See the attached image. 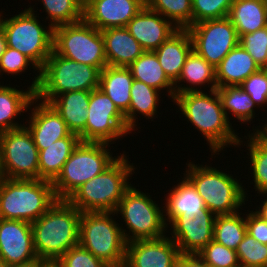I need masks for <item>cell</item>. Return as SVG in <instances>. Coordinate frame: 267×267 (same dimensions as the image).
Instances as JSON below:
<instances>
[{
    "label": "cell",
    "mask_w": 267,
    "mask_h": 267,
    "mask_svg": "<svg viewBox=\"0 0 267 267\" xmlns=\"http://www.w3.org/2000/svg\"><path fill=\"white\" fill-rule=\"evenodd\" d=\"M81 214L67 200H56L31 223L34 249L41 262L55 263L70 248L79 244Z\"/></svg>",
    "instance_id": "obj_1"
},
{
    "label": "cell",
    "mask_w": 267,
    "mask_h": 267,
    "mask_svg": "<svg viewBox=\"0 0 267 267\" xmlns=\"http://www.w3.org/2000/svg\"><path fill=\"white\" fill-rule=\"evenodd\" d=\"M190 91L174 96L185 119H188L195 129L201 131L209 143L211 153L215 155L227 145L240 146L243 141L235 134L230 121L223 110L217 89L209 91Z\"/></svg>",
    "instance_id": "obj_2"
},
{
    "label": "cell",
    "mask_w": 267,
    "mask_h": 267,
    "mask_svg": "<svg viewBox=\"0 0 267 267\" xmlns=\"http://www.w3.org/2000/svg\"><path fill=\"white\" fill-rule=\"evenodd\" d=\"M134 169L127 157L121 154L108 168L77 188L66 200L80 212H115L132 185L128 177Z\"/></svg>",
    "instance_id": "obj_3"
},
{
    "label": "cell",
    "mask_w": 267,
    "mask_h": 267,
    "mask_svg": "<svg viewBox=\"0 0 267 267\" xmlns=\"http://www.w3.org/2000/svg\"><path fill=\"white\" fill-rule=\"evenodd\" d=\"M0 16V27L5 33L7 46L27 56L39 69V74L30 86L36 92L40 83V70L53 51L54 28L50 24L48 30L46 26L44 28L31 6L9 19Z\"/></svg>",
    "instance_id": "obj_4"
},
{
    "label": "cell",
    "mask_w": 267,
    "mask_h": 267,
    "mask_svg": "<svg viewBox=\"0 0 267 267\" xmlns=\"http://www.w3.org/2000/svg\"><path fill=\"white\" fill-rule=\"evenodd\" d=\"M57 200L52 182L8 179L0 182V218L34 222Z\"/></svg>",
    "instance_id": "obj_5"
},
{
    "label": "cell",
    "mask_w": 267,
    "mask_h": 267,
    "mask_svg": "<svg viewBox=\"0 0 267 267\" xmlns=\"http://www.w3.org/2000/svg\"><path fill=\"white\" fill-rule=\"evenodd\" d=\"M100 70L58 55L54 50L40 70L36 98L50 103L56 96L71 91H92L99 88Z\"/></svg>",
    "instance_id": "obj_6"
},
{
    "label": "cell",
    "mask_w": 267,
    "mask_h": 267,
    "mask_svg": "<svg viewBox=\"0 0 267 267\" xmlns=\"http://www.w3.org/2000/svg\"><path fill=\"white\" fill-rule=\"evenodd\" d=\"M184 173L215 215H229L240 211L245 204L246 191L233 175L211 166H198L190 162ZM241 206V207H240ZM237 209V210H236Z\"/></svg>",
    "instance_id": "obj_7"
},
{
    "label": "cell",
    "mask_w": 267,
    "mask_h": 267,
    "mask_svg": "<svg viewBox=\"0 0 267 267\" xmlns=\"http://www.w3.org/2000/svg\"><path fill=\"white\" fill-rule=\"evenodd\" d=\"M115 214V212H82L79 245L109 267H124L127 242L122 234V227L114 218L112 219Z\"/></svg>",
    "instance_id": "obj_8"
},
{
    "label": "cell",
    "mask_w": 267,
    "mask_h": 267,
    "mask_svg": "<svg viewBox=\"0 0 267 267\" xmlns=\"http://www.w3.org/2000/svg\"><path fill=\"white\" fill-rule=\"evenodd\" d=\"M108 145L102 142H79L52 182L57 200H66L77 188L102 173L117 159L106 149L110 147Z\"/></svg>",
    "instance_id": "obj_9"
},
{
    "label": "cell",
    "mask_w": 267,
    "mask_h": 267,
    "mask_svg": "<svg viewBox=\"0 0 267 267\" xmlns=\"http://www.w3.org/2000/svg\"><path fill=\"white\" fill-rule=\"evenodd\" d=\"M53 50L69 60L97 67L107 66L104 38L84 18L73 24L54 27Z\"/></svg>",
    "instance_id": "obj_10"
},
{
    "label": "cell",
    "mask_w": 267,
    "mask_h": 267,
    "mask_svg": "<svg viewBox=\"0 0 267 267\" xmlns=\"http://www.w3.org/2000/svg\"><path fill=\"white\" fill-rule=\"evenodd\" d=\"M151 198L131 186L119 202L115 213L121 214L126 228L129 229L128 233L127 230L121 229L127 243L165 236L167 227L164 222V211ZM129 232H132V236Z\"/></svg>",
    "instance_id": "obj_11"
},
{
    "label": "cell",
    "mask_w": 267,
    "mask_h": 267,
    "mask_svg": "<svg viewBox=\"0 0 267 267\" xmlns=\"http://www.w3.org/2000/svg\"><path fill=\"white\" fill-rule=\"evenodd\" d=\"M26 126L0 133L3 169L8 179H39V150Z\"/></svg>",
    "instance_id": "obj_12"
},
{
    "label": "cell",
    "mask_w": 267,
    "mask_h": 267,
    "mask_svg": "<svg viewBox=\"0 0 267 267\" xmlns=\"http://www.w3.org/2000/svg\"><path fill=\"white\" fill-rule=\"evenodd\" d=\"M193 50L216 68L239 44V36L228 17L199 22L187 28Z\"/></svg>",
    "instance_id": "obj_13"
},
{
    "label": "cell",
    "mask_w": 267,
    "mask_h": 267,
    "mask_svg": "<svg viewBox=\"0 0 267 267\" xmlns=\"http://www.w3.org/2000/svg\"><path fill=\"white\" fill-rule=\"evenodd\" d=\"M85 142L112 144L114 140L131 133L124 115L100 88L90 91Z\"/></svg>",
    "instance_id": "obj_14"
},
{
    "label": "cell",
    "mask_w": 267,
    "mask_h": 267,
    "mask_svg": "<svg viewBox=\"0 0 267 267\" xmlns=\"http://www.w3.org/2000/svg\"><path fill=\"white\" fill-rule=\"evenodd\" d=\"M215 215L209 209L184 212L171 224L172 237L183 254H198L213 240Z\"/></svg>",
    "instance_id": "obj_15"
},
{
    "label": "cell",
    "mask_w": 267,
    "mask_h": 267,
    "mask_svg": "<svg viewBox=\"0 0 267 267\" xmlns=\"http://www.w3.org/2000/svg\"><path fill=\"white\" fill-rule=\"evenodd\" d=\"M0 261L10 265L43 263L34 249L30 222L0 218Z\"/></svg>",
    "instance_id": "obj_16"
},
{
    "label": "cell",
    "mask_w": 267,
    "mask_h": 267,
    "mask_svg": "<svg viewBox=\"0 0 267 267\" xmlns=\"http://www.w3.org/2000/svg\"><path fill=\"white\" fill-rule=\"evenodd\" d=\"M181 252L168 236L136 240L126 245L124 267H176Z\"/></svg>",
    "instance_id": "obj_17"
},
{
    "label": "cell",
    "mask_w": 267,
    "mask_h": 267,
    "mask_svg": "<svg viewBox=\"0 0 267 267\" xmlns=\"http://www.w3.org/2000/svg\"><path fill=\"white\" fill-rule=\"evenodd\" d=\"M145 5V0H89L83 18L100 31L126 27Z\"/></svg>",
    "instance_id": "obj_18"
},
{
    "label": "cell",
    "mask_w": 267,
    "mask_h": 267,
    "mask_svg": "<svg viewBox=\"0 0 267 267\" xmlns=\"http://www.w3.org/2000/svg\"><path fill=\"white\" fill-rule=\"evenodd\" d=\"M129 33L145 51L156 50L179 29L145 5L127 24Z\"/></svg>",
    "instance_id": "obj_19"
},
{
    "label": "cell",
    "mask_w": 267,
    "mask_h": 267,
    "mask_svg": "<svg viewBox=\"0 0 267 267\" xmlns=\"http://www.w3.org/2000/svg\"><path fill=\"white\" fill-rule=\"evenodd\" d=\"M30 116L29 126L26 128L39 151L72 133L60 114L49 103L39 102L33 110L31 108Z\"/></svg>",
    "instance_id": "obj_20"
},
{
    "label": "cell",
    "mask_w": 267,
    "mask_h": 267,
    "mask_svg": "<svg viewBox=\"0 0 267 267\" xmlns=\"http://www.w3.org/2000/svg\"><path fill=\"white\" fill-rule=\"evenodd\" d=\"M101 33L109 66L128 67L145 52L126 27L109 28Z\"/></svg>",
    "instance_id": "obj_21"
},
{
    "label": "cell",
    "mask_w": 267,
    "mask_h": 267,
    "mask_svg": "<svg viewBox=\"0 0 267 267\" xmlns=\"http://www.w3.org/2000/svg\"><path fill=\"white\" fill-rule=\"evenodd\" d=\"M192 50V40L187 29H179L154 50L162 69L173 83L178 80Z\"/></svg>",
    "instance_id": "obj_22"
},
{
    "label": "cell",
    "mask_w": 267,
    "mask_h": 267,
    "mask_svg": "<svg viewBox=\"0 0 267 267\" xmlns=\"http://www.w3.org/2000/svg\"><path fill=\"white\" fill-rule=\"evenodd\" d=\"M90 91H71L56 96L49 104L60 114L69 130L85 142Z\"/></svg>",
    "instance_id": "obj_23"
},
{
    "label": "cell",
    "mask_w": 267,
    "mask_h": 267,
    "mask_svg": "<svg viewBox=\"0 0 267 267\" xmlns=\"http://www.w3.org/2000/svg\"><path fill=\"white\" fill-rule=\"evenodd\" d=\"M261 68L239 43L215 68L217 88L241 85L251 74Z\"/></svg>",
    "instance_id": "obj_24"
},
{
    "label": "cell",
    "mask_w": 267,
    "mask_h": 267,
    "mask_svg": "<svg viewBox=\"0 0 267 267\" xmlns=\"http://www.w3.org/2000/svg\"><path fill=\"white\" fill-rule=\"evenodd\" d=\"M27 91L18 90L9 86L0 85V133L18 129L23 125L13 121L21 112L24 113L31 108V105L39 101L36 98L35 91L32 88H27Z\"/></svg>",
    "instance_id": "obj_25"
},
{
    "label": "cell",
    "mask_w": 267,
    "mask_h": 267,
    "mask_svg": "<svg viewBox=\"0 0 267 267\" xmlns=\"http://www.w3.org/2000/svg\"><path fill=\"white\" fill-rule=\"evenodd\" d=\"M133 80L128 67L107 65L100 72L99 88L109 96L123 115L129 110Z\"/></svg>",
    "instance_id": "obj_26"
},
{
    "label": "cell",
    "mask_w": 267,
    "mask_h": 267,
    "mask_svg": "<svg viewBox=\"0 0 267 267\" xmlns=\"http://www.w3.org/2000/svg\"><path fill=\"white\" fill-rule=\"evenodd\" d=\"M79 142V136L71 133L67 137L48 145L46 149L40 150L39 179L53 182Z\"/></svg>",
    "instance_id": "obj_27"
},
{
    "label": "cell",
    "mask_w": 267,
    "mask_h": 267,
    "mask_svg": "<svg viewBox=\"0 0 267 267\" xmlns=\"http://www.w3.org/2000/svg\"><path fill=\"white\" fill-rule=\"evenodd\" d=\"M176 187L170 189L167 195L164 210V222L166 227L184 212H200V209H208L204 200L197 192L192 182L185 176ZM167 216L168 218H166Z\"/></svg>",
    "instance_id": "obj_28"
},
{
    "label": "cell",
    "mask_w": 267,
    "mask_h": 267,
    "mask_svg": "<svg viewBox=\"0 0 267 267\" xmlns=\"http://www.w3.org/2000/svg\"><path fill=\"white\" fill-rule=\"evenodd\" d=\"M228 18L239 38L267 26V12L263 0H234Z\"/></svg>",
    "instance_id": "obj_29"
},
{
    "label": "cell",
    "mask_w": 267,
    "mask_h": 267,
    "mask_svg": "<svg viewBox=\"0 0 267 267\" xmlns=\"http://www.w3.org/2000/svg\"><path fill=\"white\" fill-rule=\"evenodd\" d=\"M181 82H187L189 86L187 85L186 87L185 84H182L184 85L183 87L182 85H177ZM206 83L211 84L210 91L217 89L215 68L192 50L184 63L178 80L174 83L175 95L190 91H200L197 86L206 85ZM192 85L194 86L192 87Z\"/></svg>",
    "instance_id": "obj_30"
},
{
    "label": "cell",
    "mask_w": 267,
    "mask_h": 267,
    "mask_svg": "<svg viewBox=\"0 0 267 267\" xmlns=\"http://www.w3.org/2000/svg\"><path fill=\"white\" fill-rule=\"evenodd\" d=\"M128 68L135 80L159 91L167 88L168 96L174 99V83L165 74L154 51H145Z\"/></svg>",
    "instance_id": "obj_31"
},
{
    "label": "cell",
    "mask_w": 267,
    "mask_h": 267,
    "mask_svg": "<svg viewBox=\"0 0 267 267\" xmlns=\"http://www.w3.org/2000/svg\"><path fill=\"white\" fill-rule=\"evenodd\" d=\"M159 90L140 82L133 80L130 95L131 102L129 105V110L124 114L127 127L133 131L137 126L136 116L142 114L144 117L152 118L157 114L158 104H159ZM135 126V127H134Z\"/></svg>",
    "instance_id": "obj_32"
},
{
    "label": "cell",
    "mask_w": 267,
    "mask_h": 267,
    "mask_svg": "<svg viewBox=\"0 0 267 267\" xmlns=\"http://www.w3.org/2000/svg\"><path fill=\"white\" fill-rule=\"evenodd\" d=\"M217 93L229 121L228 112L243 123L250 122L255 118L254 107L257 105L240 85L217 88Z\"/></svg>",
    "instance_id": "obj_33"
},
{
    "label": "cell",
    "mask_w": 267,
    "mask_h": 267,
    "mask_svg": "<svg viewBox=\"0 0 267 267\" xmlns=\"http://www.w3.org/2000/svg\"><path fill=\"white\" fill-rule=\"evenodd\" d=\"M239 212L215 217L213 240L225 247L237 250L239 243L247 233L245 218Z\"/></svg>",
    "instance_id": "obj_34"
},
{
    "label": "cell",
    "mask_w": 267,
    "mask_h": 267,
    "mask_svg": "<svg viewBox=\"0 0 267 267\" xmlns=\"http://www.w3.org/2000/svg\"><path fill=\"white\" fill-rule=\"evenodd\" d=\"M146 5L171 21L178 29L192 25V0H145Z\"/></svg>",
    "instance_id": "obj_35"
},
{
    "label": "cell",
    "mask_w": 267,
    "mask_h": 267,
    "mask_svg": "<svg viewBox=\"0 0 267 267\" xmlns=\"http://www.w3.org/2000/svg\"><path fill=\"white\" fill-rule=\"evenodd\" d=\"M51 19L54 28L60 25L73 24L83 19V7L76 0H40Z\"/></svg>",
    "instance_id": "obj_36"
},
{
    "label": "cell",
    "mask_w": 267,
    "mask_h": 267,
    "mask_svg": "<svg viewBox=\"0 0 267 267\" xmlns=\"http://www.w3.org/2000/svg\"><path fill=\"white\" fill-rule=\"evenodd\" d=\"M250 140L248 141L249 150L248 155L250 156L251 167L254 178V189L258 191L257 193L265 194L267 193V143H264L257 139L253 134L248 135Z\"/></svg>",
    "instance_id": "obj_37"
},
{
    "label": "cell",
    "mask_w": 267,
    "mask_h": 267,
    "mask_svg": "<svg viewBox=\"0 0 267 267\" xmlns=\"http://www.w3.org/2000/svg\"><path fill=\"white\" fill-rule=\"evenodd\" d=\"M241 267H267V245L246 233L236 250Z\"/></svg>",
    "instance_id": "obj_38"
},
{
    "label": "cell",
    "mask_w": 267,
    "mask_h": 267,
    "mask_svg": "<svg viewBox=\"0 0 267 267\" xmlns=\"http://www.w3.org/2000/svg\"><path fill=\"white\" fill-rule=\"evenodd\" d=\"M234 0H192V25L228 17Z\"/></svg>",
    "instance_id": "obj_39"
},
{
    "label": "cell",
    "mask_w": 267,
    "mask_h": 267,
    "mask_svg": "<svg viewBox=\"0 0 267 267\" xmlns=\"http://www.w3.org/2000/svg\"><path fill=\"white\" fill-rule=\"evenodd\" d=\"M198 256L209 267H240L235 250L229 249L212 240L199 253Z\"/></svg>",
    "instance_id": "obj_40"
},
{
    "label": "cell",
    "mask_w": 267,
    "mask_h": 267,
    "mask_svg": "<svg viewBox=\"0 0 267 267\" xmlns=\"http://www.w3.org/2000/svg\"><path fill=\"white\" fill-rule=\"evenodd\" d=\"M239 43L263 69L267 65V26L239 38Z\"/></svg>",
    "instance_id": "obj_41"
},
{
    "label": "cell",
    "mask_w": 267,
    "mask_h": 267,
    "mask_svg": "<svg viewBox=\"0 0 267 267\" xmlns=\"http://www.w3.org/2000/svg\"><path fill=\"white\" fill-rule=\"evenodd\" d=\"M55 264L58 267H109L79 244L70 248Z\"/></svg>",
    "instance_id": "obj_42"
},
{
    "label": "cell",
    "mask_w": 267,
    "mask_h": 267,
    "mask_svg": "<svg viewBox=\"0 0 267 267\" xmlns=\"http://www.w3.org/2000/svg\"><path fill=\"white\" fill-rule=\"evenodd\" d=\"M259 107L267 106V74L263 69L251 74L240 85Z\"/></svg>",
    "instance_id": "obj_43"
},
{
    "label": "cell",
    "mask_w": 267,
    "mask_h": 267,
    "mask_svg": "<svg viewBox=\"0 0 267 267\" xmlns=\"http://www.w3.org/2000/svg\"><path fill=\"white\" fill-rule=\"evenodd\" d=\"M30 64L33 65V68L39 70L34 63L24 54L20 53L18 50L6 46L4 53L0 58V74H22L27 70Z\"/></svg>",
    "instance_id": "obj_44"
},
{
    "label": "cell",
    "mask_w": 267,
    "mask_h": 267,
    "mask_svg": "<svg viewBox=\"0 0 267 267\" xmlns=\"http://www.w3.org/2000/svg\"><path fill=\"white\" fill-rule=\"evenodd\" d=\"M247 233L262 244L267 245V222L255 212L250 211L245 217Z\"/></svg>",
    "instance_id": "obj_45"
},
{
    "label": "cell",
    "mask_w": 267,
    "mask_h": 267,
    "mask_svg": "<svg viewBox=\"0 0 267 267\" xmlns=\"http://www.w3.org/2000/svg\"><path fill=\"white\" fill-rule=\"evenodd\" d=\"M176 267H209L198 254H183L179 256Z\"/></svg>",
    "instance_id": "obj_46"
},
{
    "label": "cell",
    "mask_w": 267,
    "mask_h": 267,
    "mask_svg": "<svg viewBox=\"0 0 267 267\" xmlns=\"http://www.w3.org/2000/svg\"><path fill=\"white\" fill-rule=\"evenodd\" d=\"M256 131V132H255ZM252 134L260 141L267 143V123L256 129Z\"/></svg>",
    "instance_id": "obj_47"
},
{
    "label": "cell",
    "mask_w": 267,
    "mask_h": 267,
    "mask_svg": "<svg viewBox=\"0 0 267 267\" xmlns=\"http://www.w3.org/2000/svg\"><path fill=\"white\" fill-rule=\"evenodd\" d=\"M266 196V199H264V201H262L263 203H261L262 205H260L259 210L254 211L258 216H260L264 221L267 222V193H265L264 197Z\"/></svg>",
    "instance_id": "obj_48"
},
{
    "label": "cell",
    "mask_w": 267,
    "mask_h": 267,
    "mask_svg": "<svg viewBox=\"0 0 267 267\" xmlns=\"http://www.w3.org/2000/svg\"><path fill=\"white\" fill-rule=\"evenodd\" d=\"M6 46H7V43H6L5 33L0 27V58L2 54L4 53Z\"/></svg>",
    "instance_id": "obj_49"
},
{
    "label": "cell",
    "mask_w": 267,
    "mask_h": 267,
    "mask_svg": "<svg viewBox=\"0 0 267 267\" xmlns=\"http://www.w3.org/2000/svg\"><path fill=\"white\" fill-rule=\"evenodd\" d=\"M5 173L3 169V163H2V154H1V147H0V182H2L5 179Z\"/></svg>",
    "instance_id": "obj_50"
},
{
    "label": "cell",
    "mask_w": 267,
    "mask_h": 267,
    "mask_svg": "<svg viewBox=\"0 0 267 267\" xmlns=\"http://www.w3.org/2000/svg\"><path fill=\"white\" fill-rule=\"evenodd\" d=\"M42 263H31L26 265H11V267H39Z\"/></svg>",
    "instance_id": "obj_51"
},
{
    "label": "cell",
    "mask_w": 267,
    "mask_h": 267,
    "mask_svg": "<svg viewBox=\"0 0 267 267\" xmlns=\"http://www.w3.org/2000/svg\"><path fill=\"white\" fill-rule=\"evenodd\" d=\"M39 267H58L55 263L43 262Z\"/></svg>",
    "instance_id": "obj_52"
},
{
    "label": "cell",
    "mask_w": 267,
    "mask_h": 267,
    "mask_svg": "<svg viewBox=\"0 0 267 267\" xmlns=\"http://www.w3.org/2000/svg\"><path fill=\"white\" fill-rule=\"evenodd\" d=\"M76 1L84 8L89 0H76Z\"/></svg>",
    "instance_id": "obj_53"
},
{
    "label": "cell",
    "mask_w": 267,
    "mask_h": 267,
    "mask_svg": "<svg viewBox=\"0 0 267 267\" xmlns=\"http://www.w3.org/2000/svg\"><path fill=\"white\" fill-rule=\"evenodd\" d=\"M0 267H11V265L0 261Z\"/></svg>",
    "instance_id": "obj_54"
},
{
    "label": "cell",
    "mask_w": 267,
    "mask_h": 267,
    "mask_svg": "<svg viewBox=\"0 0 267 267\" xmlns=\"http://www.w3.org/2000/svg\"><path fill=\"white\" fill-rule=\"evenodd\" d=\"M263 1H264L265 9H266V12H267V0H263Z\"/></svg>",
    "instance_id": "obj_55"
},
{
    "label": "cell",
    "mask_w": 267,
    "mask_h": 267,
    "mask_svg": "<svg viewBox=\"0 0 267 267\" xmlns=\"http://www.w3.org/2000/svg\"><path fill=\"white\" fill-rule=\"evenodd\" d=\"M263 70L266 72L267 74V65L263 68Z\"/></svg>",
    "instance_id": "obj_56"
}]
</instances>
